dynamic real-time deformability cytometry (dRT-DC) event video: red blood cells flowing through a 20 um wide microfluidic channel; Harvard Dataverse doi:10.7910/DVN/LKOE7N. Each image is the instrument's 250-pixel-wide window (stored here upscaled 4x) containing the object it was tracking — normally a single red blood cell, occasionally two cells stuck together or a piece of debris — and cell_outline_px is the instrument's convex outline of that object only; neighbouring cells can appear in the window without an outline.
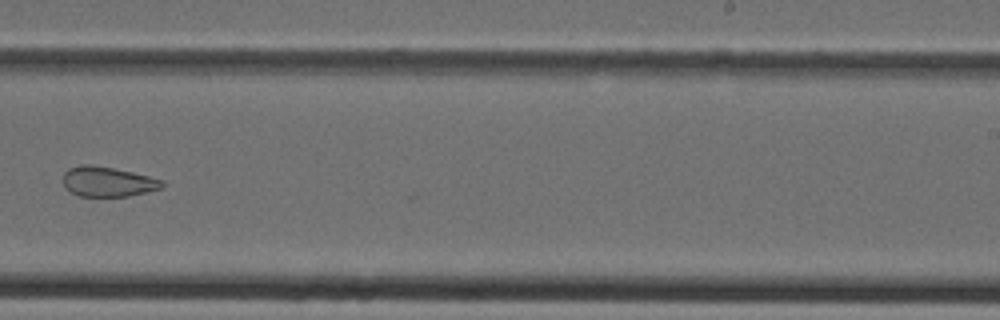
{"species": "Egyptian fruit bat (a non-hibernating species)", "species_latin": "Rousettus aegyptiacus", "temperature_condition": "cold", "stored_images_in_passage": 22, "camera_frame_rate_fps": 3000, "um_per_image_px": 0.085, "animal": {"sex": "female"}, "frame": {"image": 1, "passage_image": 15, "time_ms": 4.667, "image_size_px": [1000, 320], "cell_outline_px": [[164, 188], [148, 192], [128, 196], [80, 196], [64, 188], [64, 172], [68, 168], [80, 164], [92, 164], [132, 172], [164, 180]], "centroid_in_image_um": [9.17, 15.44], "position_along_channel_um": 279.8, "area_um2": 17.4}}
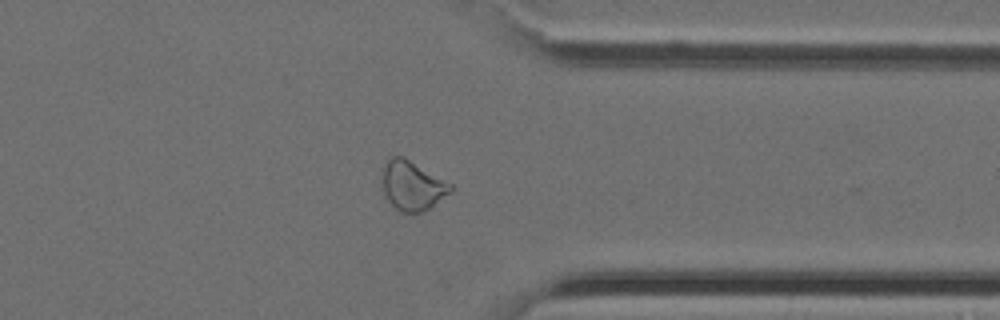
{"frame": {"image": 2, "passage_image": 21, "time_ms": 6.667, "image_size_px": [1000, 320], "cell_outline_px": [[456, 188], [452, 192], [428, 208], [420, 212], [400, 212], [388, 200], [384, 192], [384, 168], [388, 160], [392, 156], [400, 156], [408, 160], [452, 184]], "centroid_in_image_um": [35.09, 15.8], "position_along_channel_um": 376.3, "area_um2": 18.96}}